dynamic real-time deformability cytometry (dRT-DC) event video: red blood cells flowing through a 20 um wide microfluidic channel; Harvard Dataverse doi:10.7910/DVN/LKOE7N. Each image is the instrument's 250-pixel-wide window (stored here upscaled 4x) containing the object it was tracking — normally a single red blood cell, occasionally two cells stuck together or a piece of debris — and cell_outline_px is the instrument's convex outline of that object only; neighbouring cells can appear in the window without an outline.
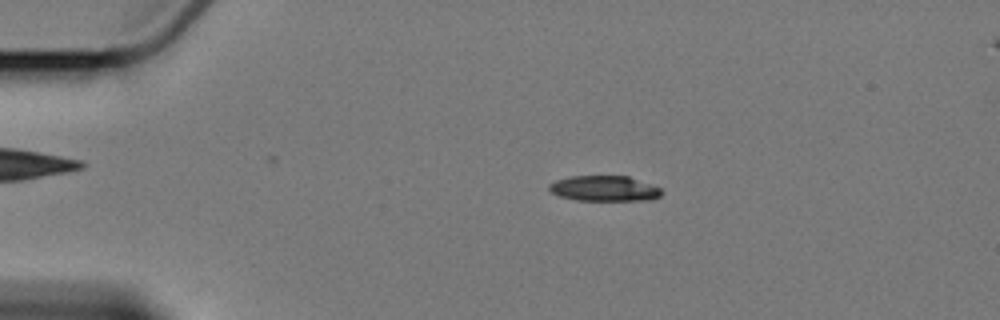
{"species": "Egyptian fruit bat (a non-hibernating species)", "species_latin": "Rousettus aegyptiacus", "temperature_condition": "cold", "stored_images_in_passage": 5, "camera_frame_rate_fps": 3000, "um_per_image_px": 0.085, "animal": {"sex": "female"}, "frame": {"image": 1, "passage_image": 1, "time_ms": 0.0, "image_size_px": [1000, 320], "cell_outline_px": [[660, 196], [652, 200], [576, 200], [560, 196], [552, 192], [548, 188], [548, 184], [556, 180], [572, 176], [628, 176], [660, 188]], "centroid_in_image_um": [51.34, 16.02], "position_along_channel_um": 33.7, "area_um2": 16.47}}
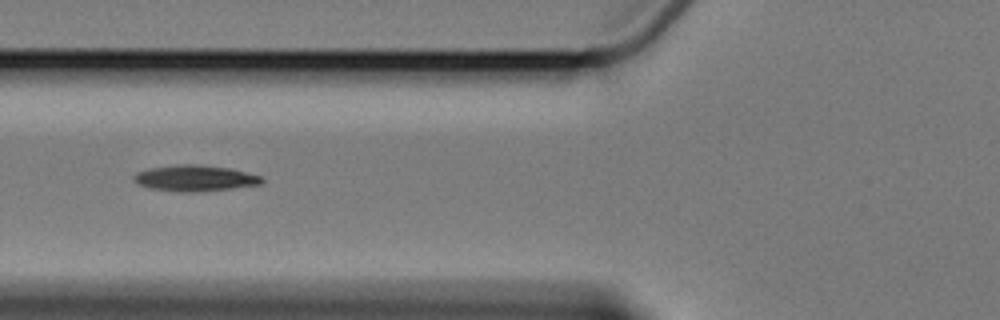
{"frame": {"image": 2, "passage_image": 4, "time_ms": 3.667, "image_size_px": [1000, 320], "cell_outline_px": [[264, 180], [260, 184], [232, 188], [192, 192], [180, 192], [148, 188], [136, 184], [132, 180], [132, 176], [136, 172], [148, 168], [176, 164], [196, 164], [232, 168], [260, 176]], "centroid_in_image_um": [16.49, 15.14], "position_along_channel_um": 109.3, "area_um2": 19.59}}
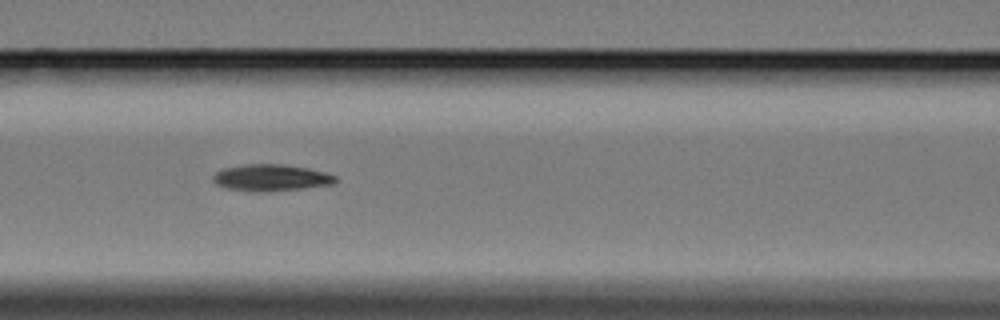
{"frame": {"image": 3, "passage_image": 5, "time_ms": 4.667, "image_size_px": [1000, 320], "cell_outline_px": [[336, 180], [332, 184], [268, 192], [256, 192], [224, 188], [216, 184], [212, 180], [212, 176], [216, 172], [224, 168], [244, 164], [284, 164], [308, 168], [324, 172], [336, 176]], "centroid_in_image_um": [22.98, 15.1], "position_along_channel_um": 143.6, "area_um2": 19.02}}